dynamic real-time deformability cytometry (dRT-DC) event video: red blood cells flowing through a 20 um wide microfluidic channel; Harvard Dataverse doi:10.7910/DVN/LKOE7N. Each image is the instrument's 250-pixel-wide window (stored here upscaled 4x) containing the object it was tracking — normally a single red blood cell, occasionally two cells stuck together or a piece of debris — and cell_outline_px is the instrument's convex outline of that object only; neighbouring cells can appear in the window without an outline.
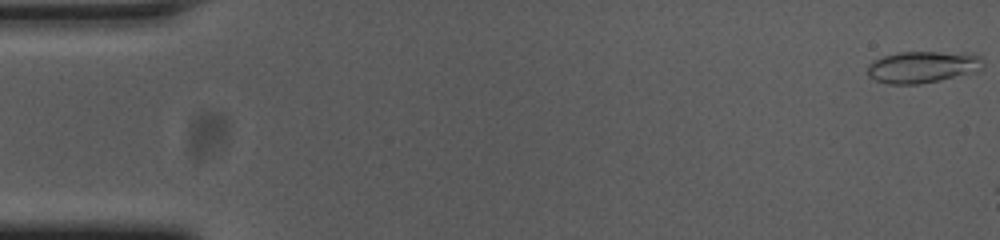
{"species": "common noctule bat (a hibernating species)", "species_latin": "Nyctalus noctula", "temperature_condition": "cold", "stored_images_in_passage": 7, "camera_frame_rate_fps": 3000, "um_per_image_px": 0.085, "animal": {"sex": "female", "body_mass_g": 23.0, "forearm_length_mm": 53.4}, "frame": {"image": 1, "passage_image": 1, "time_ms": 0.0, "image_size_px": [1000, 240], "cell_outline_px": [[984, 68], [976, 72], [920, 84], [888, 84], [876, 80], [868, 76], [868, 64], [884, 56], [900, 52], [972, 52], [980, 56], [984, 60]], "centroid_in_image_um": [78.5, 5.68], "position_along_channel_um": 6.5, "area_um2": 21.62}}